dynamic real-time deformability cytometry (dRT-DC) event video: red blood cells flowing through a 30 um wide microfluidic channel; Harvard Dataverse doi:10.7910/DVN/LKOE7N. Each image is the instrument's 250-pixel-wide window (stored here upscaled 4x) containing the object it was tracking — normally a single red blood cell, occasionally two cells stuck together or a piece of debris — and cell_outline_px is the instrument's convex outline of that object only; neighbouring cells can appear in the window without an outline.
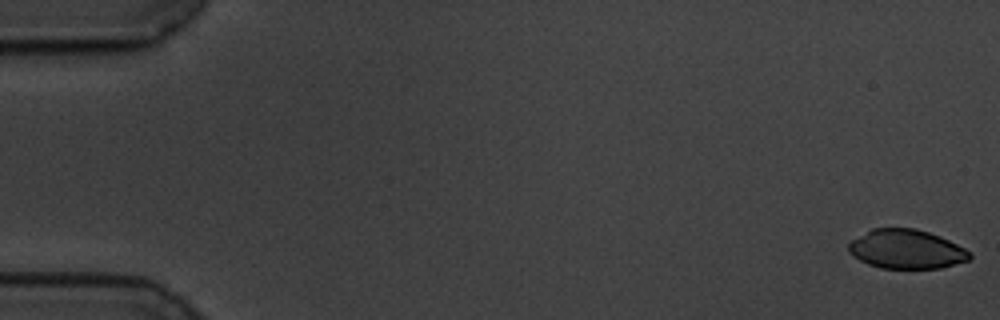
{"species": "common noctule bat (a hibernating species)", "species_latin": "Nyctalus noctula", "temperature_condition": "cold", "stored_images_in_passage": 58, "camera_frame_rate_fps": 3000, "um_per_image_px": 0.085, "animal": {"sex": "male", "body_mass_g": 19.5, "forearm_length_mm": 54.6}, "frame": {"image": 1, "passage_image": 1, "time_ms": 0.0, "image_size_px": [1000, 320], "cell_outline_px": [[972, 256], [968, 260], [940, 268], [880, 268], [868, 264], [852, 256], [848, 252], [848, 244], [852, 240], [872, 228], [916, 228], [940, 236], [972, 252]], "centroid_in_image_um": [77.03, 21.18], "position_along_channel_um": 8.0, "area_um2": 27.57}}
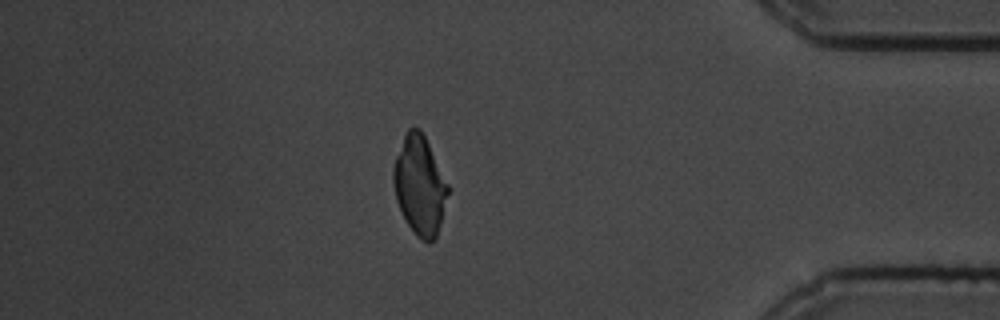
{"frame": {"image": 2, "passage_image": 50, "time_ms": 16.333, "image_size_px": [1000, 320], "cell_outline_px": [[448, 192], [440, 224], [436, 236], [428, 244], [420, 240], [416, 236], [408, 224], [396, 200], [392, 180], [392, 168], [396, 156], [404, 136], [408, 128], [420, 128], [448, 184]], "centroid_in_image_um": [35.65, 15.77], "position_along_channel_um": 399.6, "area_um2": 30.98}}
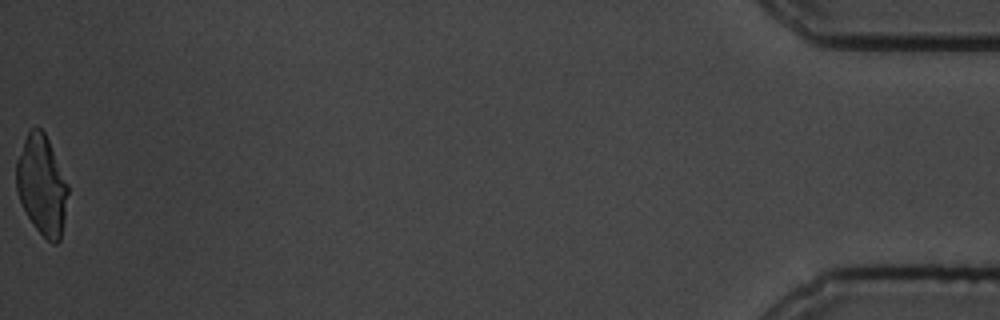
{"frame": {"image": 3, "passage_image": 58, "time_ms": 19.0, "image_size_px": [1000, 320], "cell_outline_px": [[68, 192], [64, 220], [60, 240], [56, 244], [52, 244], [36, 228], [28, 216], [20, 200], [16, 188], [16, 160], [24, 140], [28, 132], [32, 128], [40, 128], [44, 132], [48, 140], [68, 184]], "centroid_in_image_um": [3.55, 15.74], "position_along_channel_um": 431.6, "area_um2": 29.54}}